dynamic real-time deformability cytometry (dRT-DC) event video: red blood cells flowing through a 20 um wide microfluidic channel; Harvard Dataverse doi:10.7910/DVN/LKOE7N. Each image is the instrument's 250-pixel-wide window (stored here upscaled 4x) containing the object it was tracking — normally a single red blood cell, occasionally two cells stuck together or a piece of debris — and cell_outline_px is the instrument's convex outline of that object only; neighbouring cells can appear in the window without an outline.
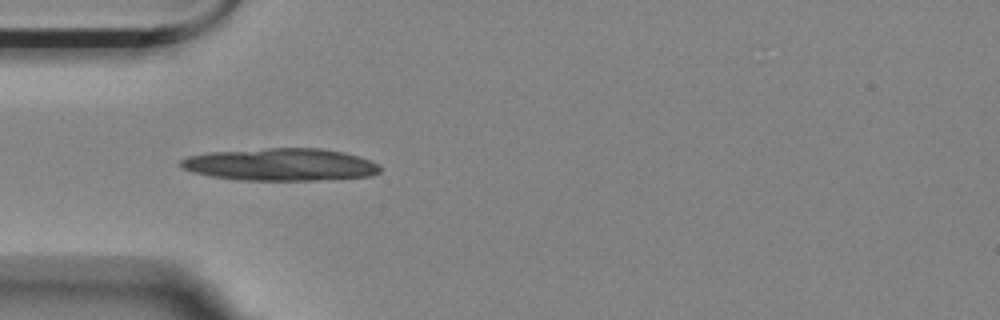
{"species": "Egyptian fruit bat (a non-hibernating species)", "species_latin": "Rousettus aegyptiacus", "temperature_condition": "room temperature", "stored_images_in_passage": 9, "camera_frame_rate_fps": 3000, "um_per_image_px": 0.085, "animal": {"sex": "female"}, "frame": {"image": 1, "passage_image": 6, "time_ms": 1.667, "image_size_px": [1000, 320], "cell_outline_px": [[380, 172], [372, 176], [316, 180], [240, 180], [212, 176], [192, 172], [184, 168], [180, 164], [180, 160], [188, 156], [208, 152], [268, 148], [320, 148], [344, 152], [360, 156], [380, 164]], "centroid_in_image_um": [23.88, 13.98], "position_along_channel_um": 61.1, "area_um2": 37.74}}
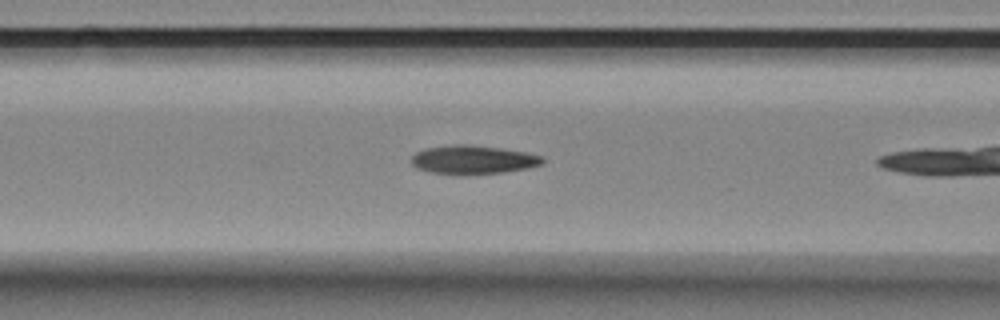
{"frame": {"image": 2, "passage_image": 8, "time_ms": 2.333, "image_size_px": [1000, 320], "cell_outline_px": [[544, 164], [528, 168], [504, 172], [460, 176], [428, 172], [416, 168], [412, 164], [412, 156], [416, 152], [424, 148], [456, 144], [464, 144], [496, 148], [524, 152], [540, 156], [544, 160]], "centroid_in_image_um": [40.15, 13.6], "position_along_channel_um": 126.4, "area_um2": 22.08}}